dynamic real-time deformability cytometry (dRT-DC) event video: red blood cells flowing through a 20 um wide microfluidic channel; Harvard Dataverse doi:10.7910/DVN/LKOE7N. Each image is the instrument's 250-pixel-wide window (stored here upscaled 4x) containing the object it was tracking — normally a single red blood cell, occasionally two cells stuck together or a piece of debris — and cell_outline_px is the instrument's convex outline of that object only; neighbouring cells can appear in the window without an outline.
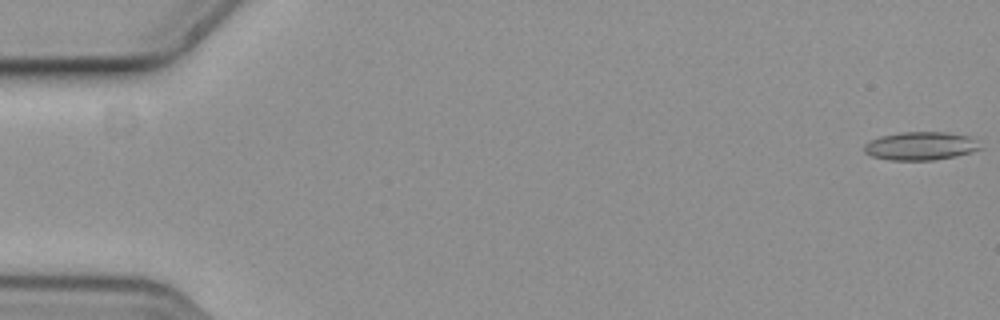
{"species": "common noctule bat (a hibernating species)", "species_latin": "Nyctalus noctula", "temperature_condition": "cold", "stored_images_in_passage": 11, "camera_frame_rate_fps": 3000, "um_per_image_px": 0.085, "animal": {"sex": "female", "body_mass_g": 19.3, "forearm_length_mm": 54.1}, "frame": {"image": 1, "passage_image": 1, "time_ms": 0.0, "image_size_px": [1000, 320], "cell_outline_px": [[984, 148], [972, 152], [956, 156], [932, 160], [892, 160], [872, 156], [864, 152], [864, 144], [880, 136], [900, 132], [948, 132], [968, 136]], "centroid_in_image_um": [78.26, 12.4], "position_along_channel_um": 6.7, "area_um2": 19.07}}